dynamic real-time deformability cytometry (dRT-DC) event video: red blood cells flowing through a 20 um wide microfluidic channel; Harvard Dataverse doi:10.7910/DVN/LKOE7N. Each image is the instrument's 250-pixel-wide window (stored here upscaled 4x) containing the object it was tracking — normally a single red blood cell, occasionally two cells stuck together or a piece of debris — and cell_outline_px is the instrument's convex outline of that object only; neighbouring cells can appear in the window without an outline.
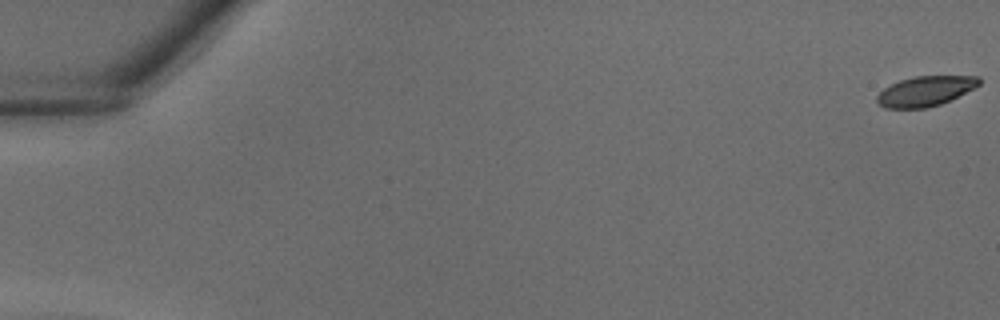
{"species": "common noctule bat (a hibernating species)", "species_latin": "Nyctalus noctula", "temperature_condition": "warm", "stored_images_in_passage": 39, "camera_frame_rate_fps": 3000, "um_per_image_px": 0.085, "animal": {"sex": "male", "body_mass_g": 18.8}, "frame": {"image": 1, "passage_image": 1, "time_ms": 0.0, "image_size_px": [1000, 320], "cell_outline_px": [[980, 84], [940, 104], [924, 108], [884, 108], [876, 100], [876, 96], [884, 88], [900, 80], [916, 76], [980, 76]], "centroid_in_image_um": [78.62, 7.74], "position_along_channel_um": 6.4, "area_um2": 17.46}}
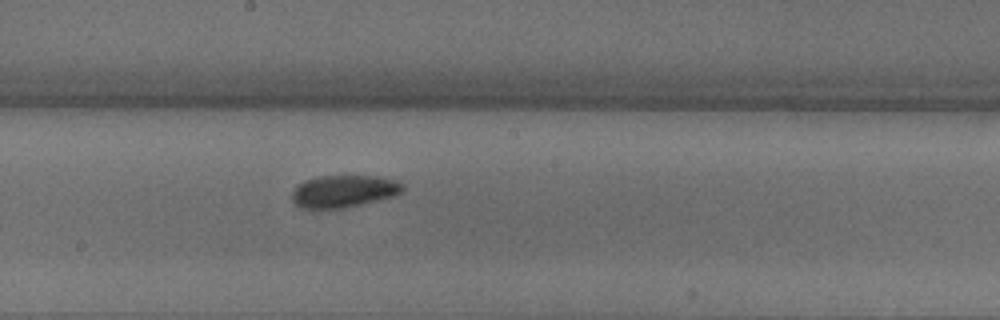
{"frame": {"image": 2, "passage_image": 23, "time_ms": 7.333, "image_size_px": [1000, 320], "cell_outline_px": [[404, 188], [400, 192], [392, 196], [344, 208], [300, 208], [292, 200], [292, 192], [296, 184], [308, 180], [324, 176], [376, 176], [396, 180], [404, 184]], "centroid_in_image_um": [29.2, 16.25], "position_along_channel_um": 219.0, "area_um2": 20.52}}
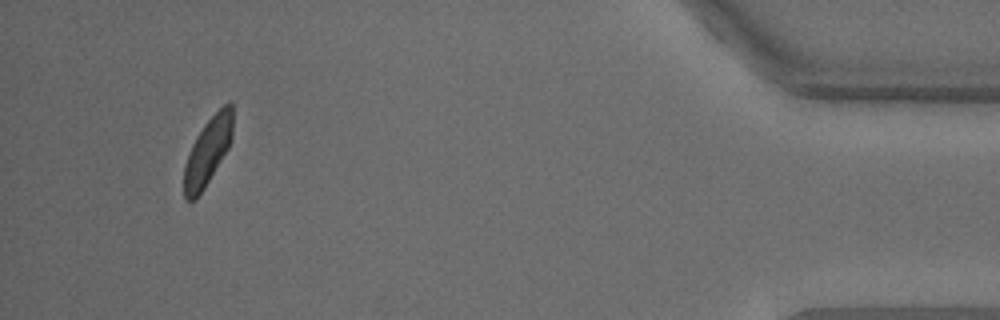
{"frame": {"image": 3, "passage_image": 38, "time_ms": 12.333, "image_size_px": [1000, 320], "cell_outline_px": [[232, 140], [228, 148], [204, 188], [196, 200], [184, 200], [184, 164], [192, 144], [196, 136], [204, 124], [228, 100], [232, 100]], "centroid_in_image_um": [17.65, 12.86], "position_along_channel_um": 417.5, "area_um2": 19.07}}